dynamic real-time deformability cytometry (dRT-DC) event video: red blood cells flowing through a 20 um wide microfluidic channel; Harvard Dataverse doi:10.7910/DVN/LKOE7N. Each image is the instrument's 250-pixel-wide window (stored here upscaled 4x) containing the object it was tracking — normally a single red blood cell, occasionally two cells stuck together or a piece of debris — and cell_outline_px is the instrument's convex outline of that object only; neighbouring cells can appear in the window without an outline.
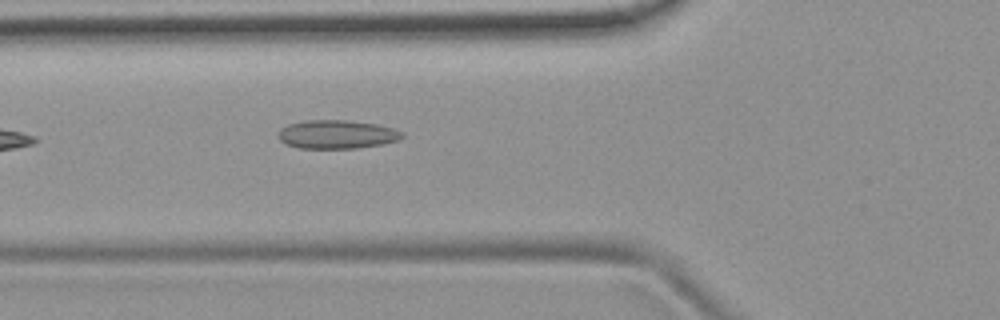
{"species": "common noctule bat (a hibernating species)", "species_latin": "Nyctalus noctula", "temperature_condition": "room temperature", "stored_images_in_passage": 4, "camera_frame_rate_fps": 3000, "um_per_image_px": 0.085, "animal": {"sex": "female", "body_mass_g": 19.9}, "frame": {"image": 1, "passage_image": 4, "time_ms": 4.333, "image_size_px": [1000, 320], "cell_outline_px": [[404, 136], [396, 140], [380, 144], [356, 148], [300, 148], [284, 144], [276, 136], [280, 128], [288, 124], [304, 120], [344, 120], [376, 124], [392, 128], [404, 132]], "centroid_in_image_um": [28.56, 11.41], "position_along_channel_um": 97.2, "area_um2": 20.63}}